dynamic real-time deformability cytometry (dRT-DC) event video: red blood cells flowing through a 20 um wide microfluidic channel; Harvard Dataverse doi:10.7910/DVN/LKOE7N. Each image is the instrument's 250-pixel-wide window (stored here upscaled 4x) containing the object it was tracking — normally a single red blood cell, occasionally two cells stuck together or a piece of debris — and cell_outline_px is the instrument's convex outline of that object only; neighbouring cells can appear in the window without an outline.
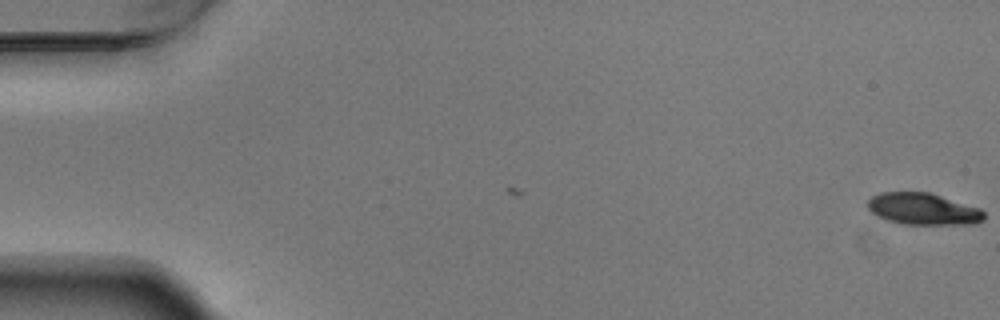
{"species": "Egyptian fruit bat (a non-hibernating species)", "species_latin": "Rousettus aegyptiacus", "temperature_condition": "warm", "stored_images_in_passage": 2, "camera_frame_rate_fps": 3000, "um_per_image_px": 0.085, "animal": {"sex": "male"}, "frame": {"image": 1, "passage_image": 2, "time_ms": 0.333, "image_size_px": [1000, 320], "cell_outline_px": [[984, 220], [976, 224], [900, 224], [876, 216], [868, 208], [868, 200], [872, 196], [880, 192], [932, 192], [980, 208], [984, 212]], "centroid_in_image_um": [78.48, 17.76], "position_along_channel_um": 6.5, "area_um2": 21.73}}